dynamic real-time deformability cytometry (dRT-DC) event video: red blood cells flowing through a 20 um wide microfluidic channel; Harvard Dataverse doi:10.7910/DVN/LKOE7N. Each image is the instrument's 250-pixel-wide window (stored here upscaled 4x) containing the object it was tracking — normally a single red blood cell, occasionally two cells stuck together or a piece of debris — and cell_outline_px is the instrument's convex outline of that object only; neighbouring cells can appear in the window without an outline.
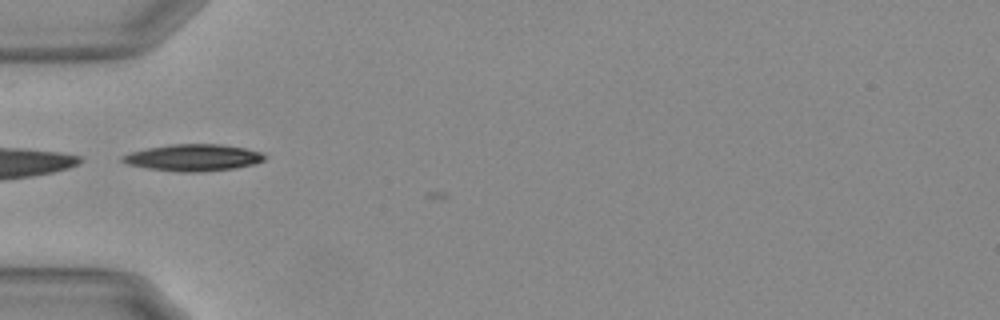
{"species": "Egyptian fruit bat (a non-hibernating species)", "species_latin": "Rousettus aegyptiacus", "temperature_condition": "warm", "stored_images_in_passage": 4, "camera_frame_rate_fps": 3000, "um_per_image_px": 0.085, "animal": {"sex": "female"}, "frame": {"image": 1, "passage_image": 2, "time_ms": 0.333, "image_size_px": [1000, 320], "cell_outline_px": [[268, 156], [264, 160], [252, 164], [236, 168], [196, 172], [180, 172], [148, 168], [128, 164], [120, 160], [120, 156], [132, 152], [148, 148], [168, 144], [224, 144], [264, 152]], "centroid_in_image_um": [16.46, 13.39], "position_along_channel_um": 68.5, "area_um2": 22.2}}